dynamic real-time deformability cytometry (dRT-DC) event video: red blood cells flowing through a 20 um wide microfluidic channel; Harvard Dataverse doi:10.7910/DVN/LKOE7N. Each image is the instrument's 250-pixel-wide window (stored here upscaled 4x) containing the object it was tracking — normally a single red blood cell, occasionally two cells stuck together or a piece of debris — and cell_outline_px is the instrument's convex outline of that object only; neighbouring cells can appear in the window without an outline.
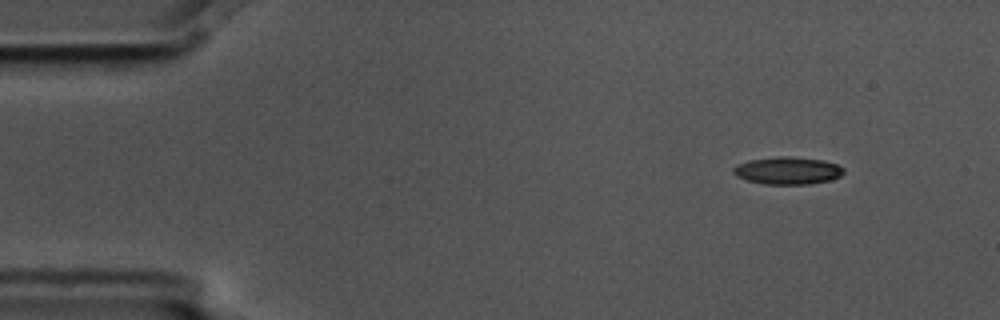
{"species": "common noctule bat (a hibernating species)", "species_latin": "Nyctalus noctula", "temperature_condition": "cold", "stored_images_in_passage": 4, "segment_of_instrument_passage": [1, 2], "camera_frame_rate_fps": 3000, "um_per_image_px": 0.085, "animal": {"sex": "male", "body_mass_g": 17.5, "forearm_length_mm": 52.3}, "frame": {"image": 1, "passage_image": 1, "time_ms": 0.0, "image_size_px": [1000, 320], "cell_outline_px": [[844, 172], [840, 176], [832, 180], [808, 184], [764, 184], [748, 180], [736, 176], [732, 172], [732, 168], [736, 164], [748, 160], [776, 156], [792, 156], [824, 160], [836, 164], [844, 168]], "centroid_in_image_um": [66.94, 14.49], "position_along_channel_um": 18.1, "area_um2": 17.86}}